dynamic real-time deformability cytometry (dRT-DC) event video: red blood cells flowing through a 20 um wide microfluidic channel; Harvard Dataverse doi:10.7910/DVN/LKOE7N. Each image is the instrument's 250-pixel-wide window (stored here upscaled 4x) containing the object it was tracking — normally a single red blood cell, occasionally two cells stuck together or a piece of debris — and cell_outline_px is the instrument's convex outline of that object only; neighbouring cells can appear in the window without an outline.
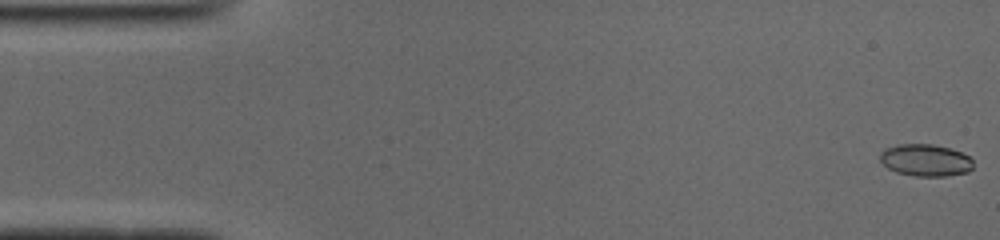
{"species": "common noctule bat (a hibernating species)", "species_latin": "Nyctalus noctula", "temperature_condition": "cold", "stored_images_in_passage": 51, "camera_frame_rate_fps": 3000, "um_per_image_px": 0.085, "animal": {"sex": "male", "body_mass_g": 19.0, "forearm_length_mm": 50.8}, "frame": {"image": 1, "passage_image": 1, "time_ms": 0.0, "image_size_px": [1000, 240], "cell_outline_px": [[972, 168], [968, 172], [944, 176], [916, 176], [896, 172], [888, 168], [880, 160], [880, 152], [884, 148], [896, 144], [932, 144], [948, 148], [960, 152], [968, 156], [972, 160]], "centroid_in_image_um": [78.63, 13.61], "position_along_channel_um": 6.4, "area_um2": 17.34}}
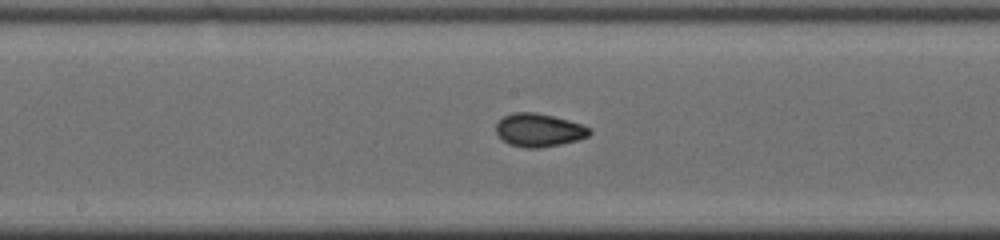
{"frame": {"image": 2, "passage_image": 26, "time_ms": 8.333, "image_size_px": [1000, 240], "cell_outline_px": [[592, 132], [588, 136], [576, 140], [560, 144], [536, 148], [524, 148], [508, 144], [496, 132], [496, 124], [504, 116], [512, 112], [536, 112], [568, 120], [592, 128]], "centroid_in_image_um": [45.8, 11.05], "position_along_channel_um": 202.4, "area_um2": 17.98}}
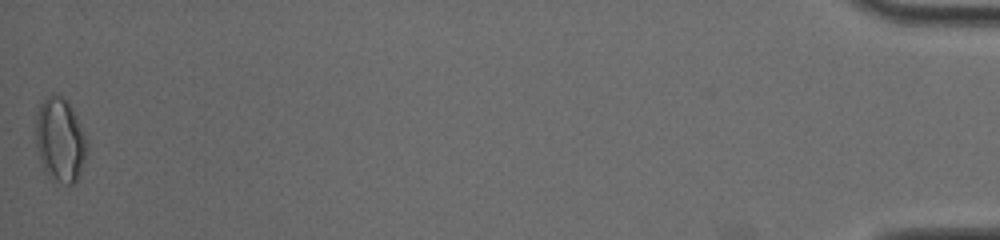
{"frame": {"image": 3, "passage_image": 51, "time_ms": 16.667, "image_size_px": [1000, 240], "cell_outline_px": [[88, 152], [80, 172], [76, 180], [72, 184], [64, 184], [48, 176], [44, 172], [40, 160], [36, 144], [36, 112], [40, 104], [52, 92], [56, 92], [72, 108], [88, 140]], "centroid_in_image_um": [5.11, 11.89], "position_along_channel_um": 430.1, "area_um2": 25.2}, "authors_computed_cell_mechanics": {"area_um2": 17.5134, "velocity_mm_per_s": 3.9343, "shape_relaxation_time_tau1_ms": 5.9986, "shape_relaxation_time_tau2_ms": 1.1201, "deformation_change_tau1": 0.1494, "deformation_change_tau2": 0.0511}}